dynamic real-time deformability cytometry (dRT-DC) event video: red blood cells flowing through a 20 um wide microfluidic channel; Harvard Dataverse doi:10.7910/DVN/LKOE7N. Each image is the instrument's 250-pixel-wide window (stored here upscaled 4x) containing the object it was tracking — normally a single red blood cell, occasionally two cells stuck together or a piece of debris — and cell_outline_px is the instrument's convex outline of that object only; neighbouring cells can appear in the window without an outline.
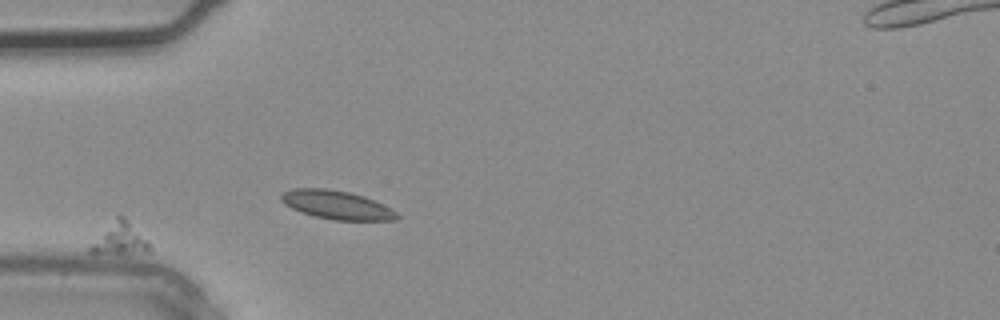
{"species": "common noctule bat (a hibernating species)", "species_latin": "Nyctalus noctula", "temperature_condition": "warm", "stored_images_in_passage": 2, "segment_of_instrument_passage": [2, 2], "camera_frame_rate_fps": 3000, "um_per_image_px": 0.085, "animal": {"sex": "male", "body_mass_g": 20.4}, "frame": {"image": 1, "passage_image": 2, "time_ms": 0.333, "image_size_px": [1000, 320], "cell_outline_px": [[152, 252], [88, 252], [88, 248], [116, 216], [124, 216], [148, 240], [152, 248]], "centroid_in_image_um": [10.26, 20.28], "position_along_channel_um": 74.7, "area_um2": 10.52}}